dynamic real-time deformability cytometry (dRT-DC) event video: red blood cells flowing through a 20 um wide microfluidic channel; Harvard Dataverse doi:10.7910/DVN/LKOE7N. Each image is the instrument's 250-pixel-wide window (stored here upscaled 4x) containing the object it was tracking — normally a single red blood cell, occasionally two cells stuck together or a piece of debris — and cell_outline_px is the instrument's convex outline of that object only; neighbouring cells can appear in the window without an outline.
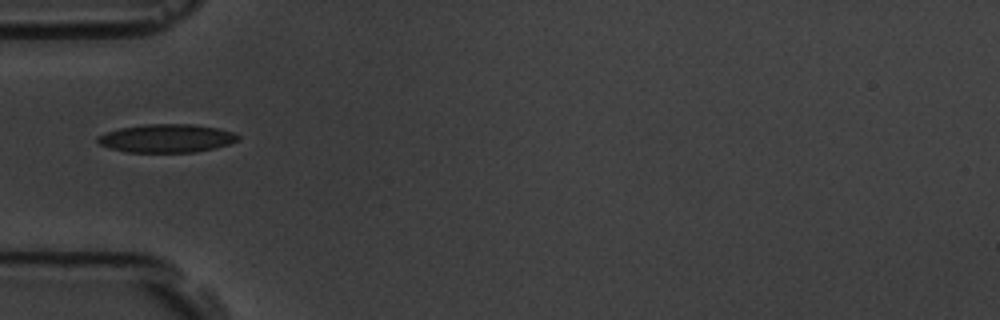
{"species": "common noctule bat (a hibernating species)", "species_latin": "Nyctalus noctula", "temperature_condition": "room temperature", "stored_images_in_passage": 8, "camera_frame_rate_fps": 3000, "um_per_image_px": 0.085, "animal": {"sex": "male", "body_mass_g": 19.5, "forearm_length_mm": 54.6}, "frame": {"image": 1, "passage_image": 6, "time_ms": 5.667, "image_size_px": [1000, 320], "cell_outline_px": [[240, 136], [236, 140], [228, 144], [216, 148], [196, 152], [128, 152], [108, 148], [100, 144], [96, 140], [96, 136], [120, 128], [144, 124], [192, 124], [220, 128], [236, 132]], "centroid_in_image_um": [14.18, 11.75], "position_along_channel_um": 70.8, "area_um2": 23.29}}
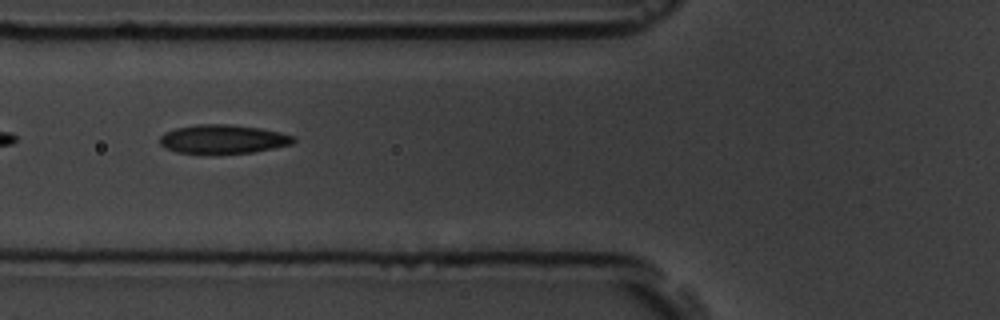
{"frame": {"image": 2, "passage_image": 7, "time_ms": 6.667, "image_size_px": [1000, 320], "cell_outline_px": [[296, 140], [292, 144], [252, 152], [176, 152], [164, 148], [160, 144], [160, 136], [164, 132], [176, 128], [196, 124], [232, 124], [260, 128], [280, 132], [296, 136]], "centroid_in_image_um": [18.96, 11.8], "position_along_channel_um": 106.8, "area_um2": 22.2}}
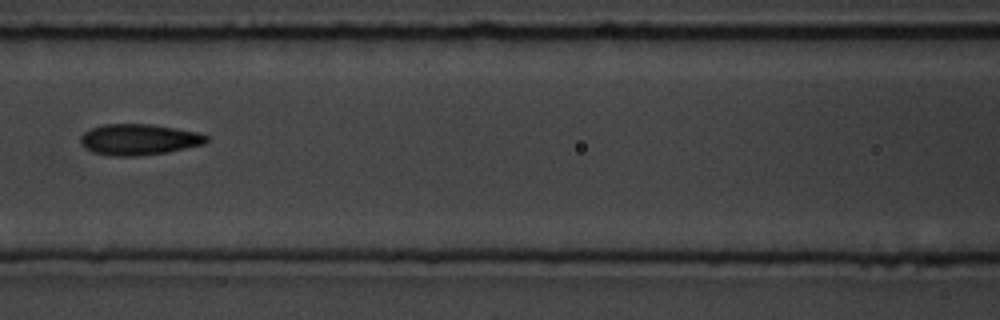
{"frame": {"image": 3, "passage_image": 8, "time_ms": 8.0, "image_size_px": [1000, 320], "cell_outline_px": [[208, 140], [204, 144], [168, 152], [136, 156], [108, 156], [92, 152], [84, 148], [80, 144], [80, 136], [84, 132], [92, 128], [104, 124], [152, 124], [176, 128], [196, 132], [208, 136]], "centroid_in_image_um": [11.77, 11.86], "position_along_channel_um": 154.8, "area_um2": 22.89}}